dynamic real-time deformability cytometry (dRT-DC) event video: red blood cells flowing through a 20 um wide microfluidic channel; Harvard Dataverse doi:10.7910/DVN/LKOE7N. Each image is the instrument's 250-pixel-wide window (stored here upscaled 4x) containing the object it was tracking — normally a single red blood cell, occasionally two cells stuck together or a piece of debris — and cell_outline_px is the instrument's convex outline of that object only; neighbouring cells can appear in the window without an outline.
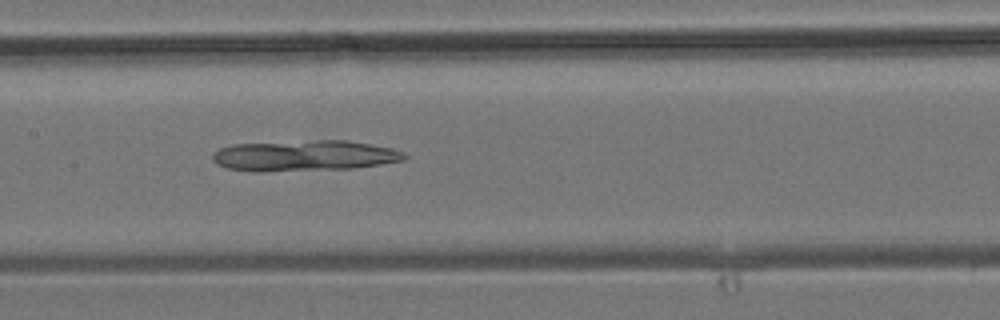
{"species": "common noctule bat (a hibernating species)", "species_latin": "Nyctalus noctula", "temperature_condition": "room temperature", "stored_images_in_passage": 25, "camera_frame_rate_fps": 3000, "um_per_image_px": 0.085, "animal": {"sex": "male", "body_mass_g": 19.2, "forearm_length_mm": 51.8}, "frame": {"image": 1, "passage_image": 9, "time_ms": 2.667, "image_size_px": [1000, 320], "cell_outline_px": [[408, 156], [404, 160], [380, 164], [352, 168], [264, 172], [252, 172], [224, 168], [216, 164], [212, 160], [212, 152], [220, 148], [232, 144], [316, 140], [348, 140], [392, 148], [404, 152]], "centroid_in_image_um": [25.81, 13.24], "position_along_channel_um": 181.6, "area_um2": 34.8}}
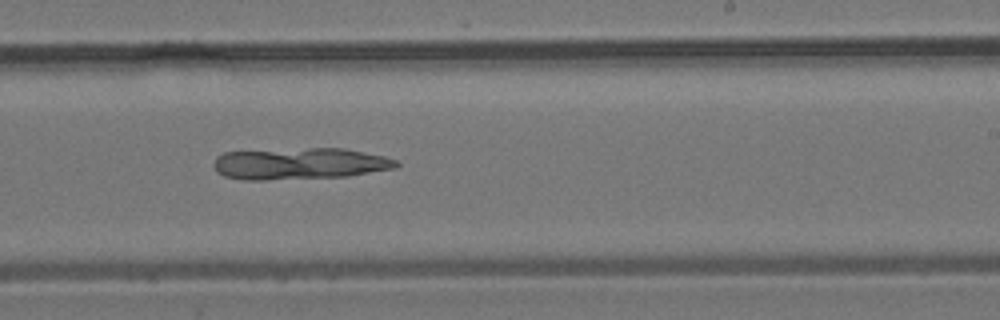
{"frame": {"image": 2, "passage_image": 14, "time_ms": 4.333, "image_size_px": [1000, 320], "cell_outline_px": [[400, 164], [396, 168], [348, 176], [264, 180], [244, 180], [224, 176], [216, 172], [212, 164], [216, 156], [224, 152], [308, 148], [344, 148], [384, 156], [396, 160]], "centroid_in_image_um": [25.45, 13.91], "position_along_channel_um": 263.6, "area_um2": 33.76}}
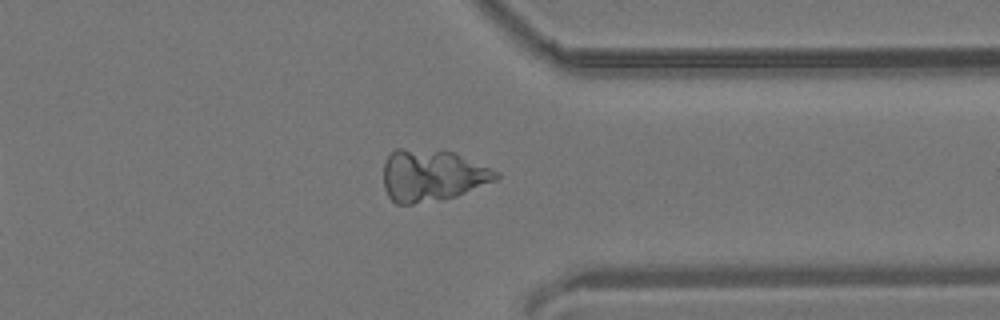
{"frame": {"image": 3, "passage_image": 21, "time_ms": 6.667, "image_size_px": [1000, 320], "cell_outline_px": [[500, 176], [496, 180], [456, 196], [412, 204], [396, 204], [388, 196], [384, 188], [384, 164], [388, 156], [396, 148], [400, 148], [456, 152], [500, 172]], "centroid_in_image_um": [36.74, 14.9], "position_along_channel_um": 374.7, "area_um2": 33.87}}